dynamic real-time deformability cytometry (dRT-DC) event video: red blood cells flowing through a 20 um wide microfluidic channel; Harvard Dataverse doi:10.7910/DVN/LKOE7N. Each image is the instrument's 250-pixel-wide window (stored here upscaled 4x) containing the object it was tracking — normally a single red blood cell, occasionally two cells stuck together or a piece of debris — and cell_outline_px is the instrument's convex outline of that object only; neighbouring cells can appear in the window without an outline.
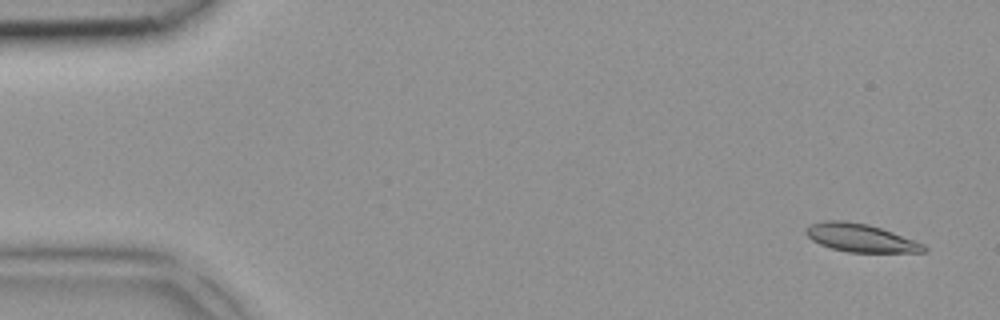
{"species": "common noctule bat (a hibernating species)", "species_latin": "Nyctalus noctula", "temperature_condition": "room temperature", "stored_images_in_passage": 3, "camera_frame_rate_fps": 3000, "um_per_image_px": 0.085, "animal": {"sex": "female", "body_mass_g": 18.4}, "frame": {"image": 1, "passage_image": 1, "time_ms": 0.0, "image_size_px": [1000, 320], "cell_outline_px": [[928, 248], [924, 252], [848, 252], [832, 248], [820, 244], [812, 240], [804, 232], [808, 224], [824, 220], [844, 220], [868, 224], [892, 232], [924, 244]], "centroid_in_image_um": [73.11, 20.2], "position_along_channel_um": 11.9, "area_um2": 19.25}}
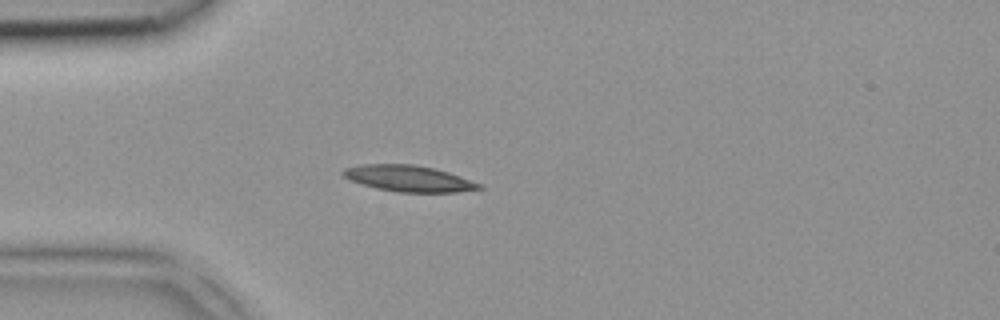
{"frame": {"image": 2, "passage_image": 3, "time_ms": 0.667, "image_size_px": [1000, 320], "cell_outline_px": [[484, 188], [456, 192], [396, 192], [376, 188], [352, 180], [344, 176], [340, 172], [344, 168], [364, 164], [412, 164], [432, 168], [448, 172], [484, 184]], "centroid_in_image_um": [34.78, 15.17], "position_along_channel_um": 50.2, "area_um2": 20.63}}